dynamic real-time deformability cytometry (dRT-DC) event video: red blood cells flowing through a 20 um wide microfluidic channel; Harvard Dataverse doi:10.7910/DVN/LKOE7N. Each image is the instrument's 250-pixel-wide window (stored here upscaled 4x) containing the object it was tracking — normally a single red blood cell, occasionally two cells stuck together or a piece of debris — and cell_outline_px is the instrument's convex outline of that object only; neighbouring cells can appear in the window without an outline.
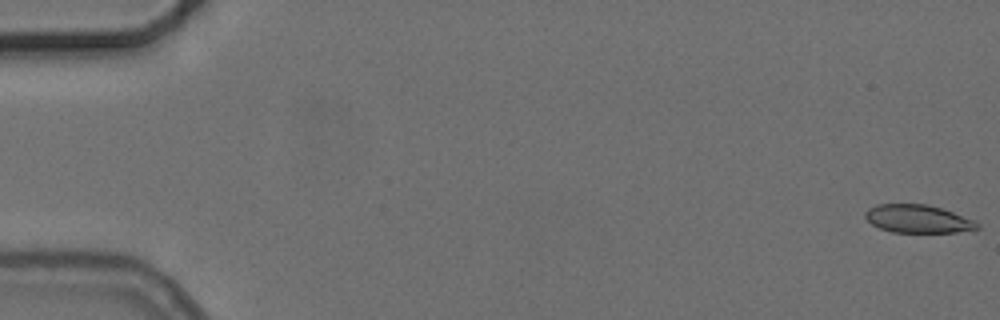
{"species": "common noctule bat (a hibernating species)", "species_latin": "Nyctalus noctula", "temperature_condition": "cold", "stored_images_in_passage": 56, "camera_frame_rate_fps": 3000, "um_per_image_px": 0.085, "animal": {"sex": "female", "body_mass_g": 24.6, "forearm_length_mm": 56.2}, "frame": {"image": 1, "passage_image": 1, "time_ms": 0.0, "image_size_px": [1000, 320], "cell_outline_px": [[980, 228], [976, 232], [892, 232], [880, 228], [872, 224], [864, 216], [864, 212], [868, 208], [876, 204], [928, 204], [976, 220], [980, 224]], "centroid_in_image_um": [78.09, 18.61], "position_along_channel_um": 6.9, "area_um2": 18.61}}
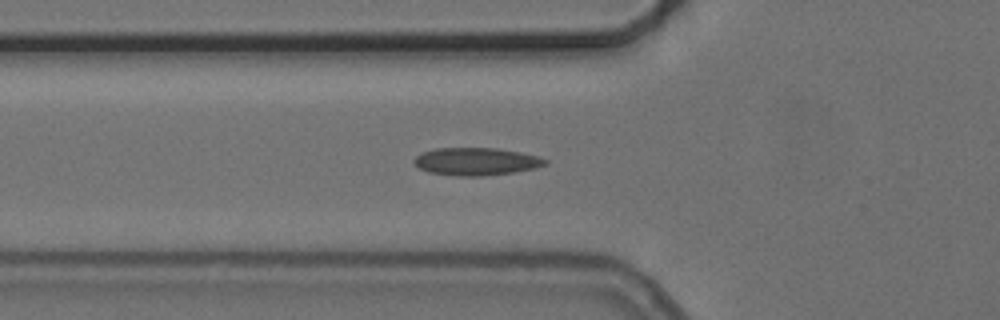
{"frame": {"image": 2, "passage_image": 20, "time_ms": 6.333, "image_size_px": [1000, 320], "cell_outline_px": [[548, 164], [536, 168], [512, 172], [480, 176], [456, 176], [428, 172], [420, 168], [412, 160], [420, 152], [436, 148], [496, 148], [520, 152], [540, 156], [548, 160]], "centroid_in_image_um": [40.48, 13.72], "position_along_channel_um": 85.3, "area_um2": 21.21}}
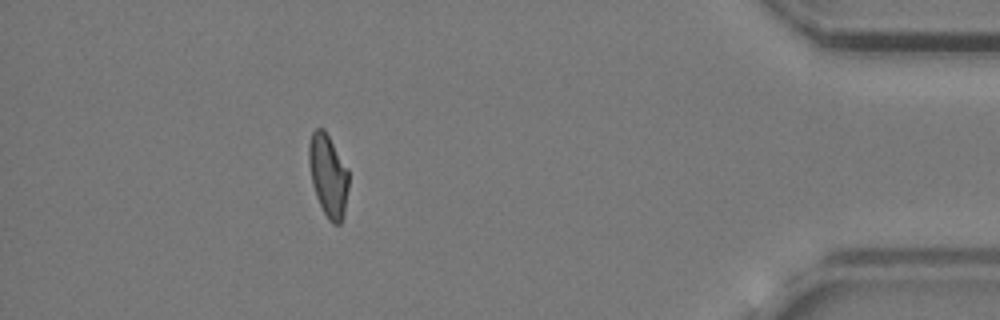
{"frame": {"image": 3, "passage_image": 50, "time_ms": 16.333, "image_size_px": [1000, 320], "cell_outline_px": [[348, 188], [344, 216], [340, 224], [332, 224], [328, 220], [316, 196], [312, 184], [308, 164], [308, 144], [312, 132], [316, 128], [324, 128], [348, 168]], "centroid_in_image_um": [27.89, 14.91], "position_along_channel_um": 407.3, "area_um2": 19.31}, "authors_computed_cell_mechanics": {"area_um2": 19.8254, "velocity_mm_per_s": 3.7201, "shape_relaxation_time_tau1_ms": 7.0099, "shape_relaxation_time_tau2_ms": 1.6421, "deformation_change_tau1": 0.1501, "deformation_change_tau2": 0.0742}}